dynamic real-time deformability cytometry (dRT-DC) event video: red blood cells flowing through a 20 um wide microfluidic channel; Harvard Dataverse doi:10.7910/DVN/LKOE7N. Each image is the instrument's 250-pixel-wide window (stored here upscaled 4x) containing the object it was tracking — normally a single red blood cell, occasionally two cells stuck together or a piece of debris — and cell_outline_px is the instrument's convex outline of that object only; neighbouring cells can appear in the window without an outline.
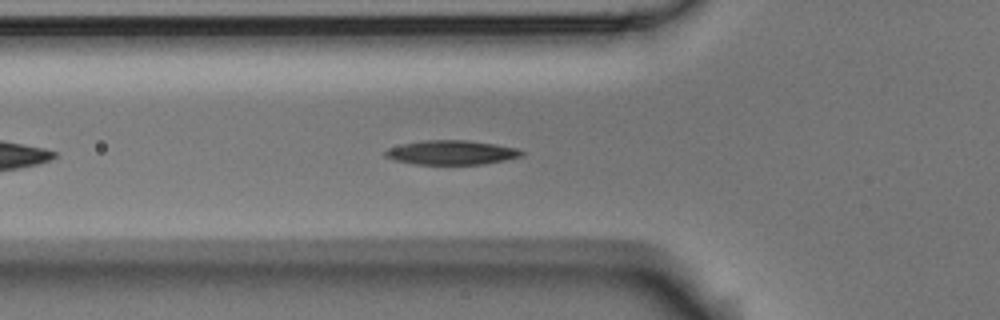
{"species": "Egyptian fruit bat (a non-hibernating species)", "species_latin": "Rousettus aegyptiacus", "temperature_condition": "room temperature", "stored_images_in_passage": 21, "camera_frame_rate_fps": 3000, "um_per_image_px": 0.085, "animal": {"sex": "male"}, "frame": {"image": 1, "passage_image": 7, "time_ms": 2.0, "image_size_px": [1000, 320], "cell_outline_px": [[524, 156], [484, 164], [416, 164], [396, 160], [384, 156], [384, 152], [388, 148], [404, 144], [424, 140], [468, 140], [496, 144], [516, 148], [524, 152]], "centroid_in_image_um": [38.41, 12.96], "position_along_channel_um": 87.4, "area_um2": 19.19}}
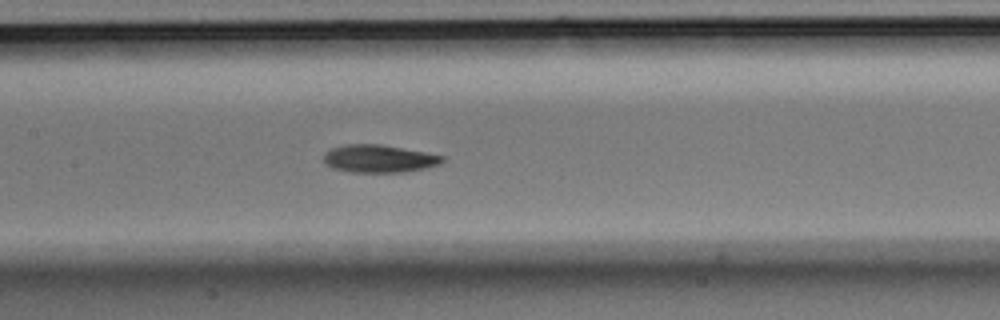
{"frame": {"image": 2, "passage_image": 14, "time_ms": 4.333, "image_size_px": [1000, 320], "cell_outline_px": [[444, 160], [440, 164], [424, 168], [404, 172], [348, 172], [332, 168], [324, 164], [324, 152], [332, 148], [344, 144], [380, 144], [424, 152], [444, 156]], "centroid_in_image_um": [32.16, 13.49], "position_along_channel_um": 175.2, "area_um2": 19.19}}
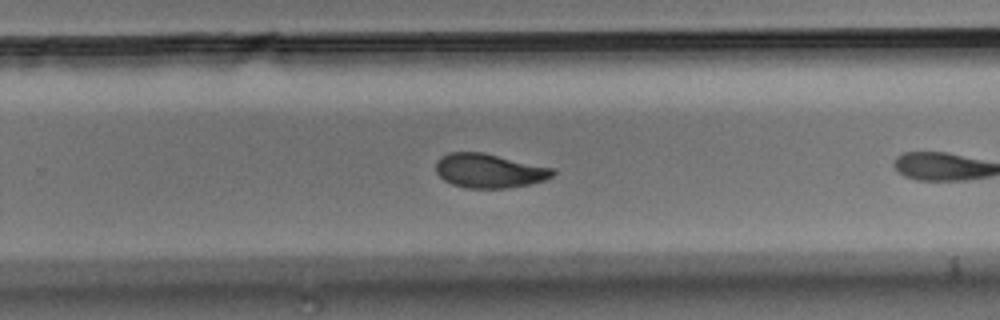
{"frame": {"image": 3, "passage_image": 20, "time_ms": 6.333, "image_size_px": [1000, 320], "cell_outline_px": [[556, 172], [552, 176], [544, 180], [528, 184], [504, 188], [468, 188], [452, 184], [444, 180], [436, 172], [436, 160], [440, 156], [448, 152], [480, 152], [552, 168]], "centroid_in_image_um": [41.52, 14.51], "position_along_channel_um": 288.3, "area_um2": 22.95}}